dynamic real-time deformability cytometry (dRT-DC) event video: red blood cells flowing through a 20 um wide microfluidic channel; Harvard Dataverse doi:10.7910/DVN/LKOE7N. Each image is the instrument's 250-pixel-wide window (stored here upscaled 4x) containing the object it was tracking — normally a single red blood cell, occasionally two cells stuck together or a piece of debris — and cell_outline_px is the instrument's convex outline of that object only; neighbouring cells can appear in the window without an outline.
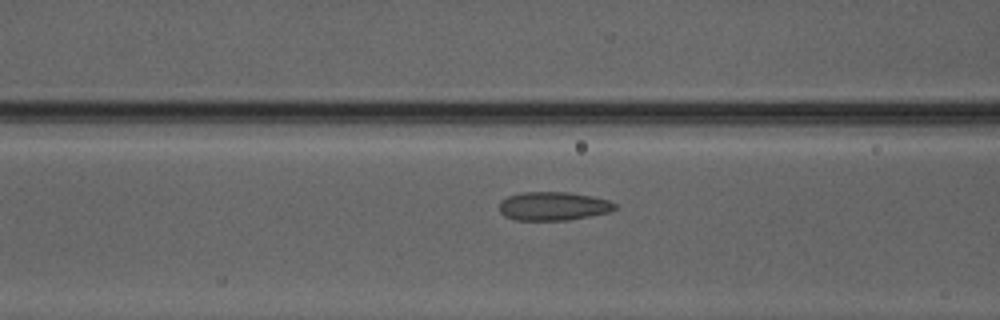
{"species": "Egyptian fruit bat (a non-hibernating species)", "species_latin": "Rousettus aegyptiacus", "temperature_condition": "warm", "stored_images_in_passage": 33, "camera_frame_rate_fps": 3000, "um_per_image_px": 0.085, "animal": {"sex": "male"}, "frame": {"image": 1, "passage_image": 8, "time_ms": 2.333, "image_size_px": [1000, 320], "cell_outline_px": [[616, 208], [608, 212], [568, 220], [516, 220], [504, 216], [500, 212], [500, 200], [508, 196], [524, 192], [568, 192], [592, 196], [608, 200], [616, 204]], "centroid_in_image_um": [47.0, 17.52], "position_along_channel_um": 119.6, "area_um2": 19.19}}
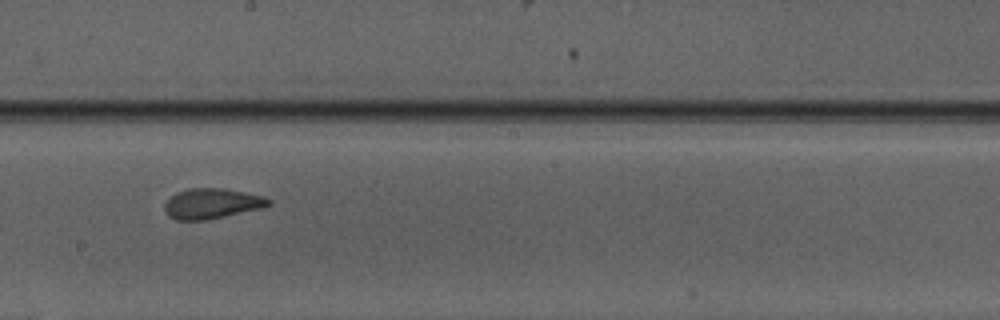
{"frame": {"image": 2, "passage_image": 16, "time_ms": 5.0, "image_size_px": [1000, 320], "cell_outline_px": [[272, 204], [260, 208], [208, 220], [176, 220], [168, 216], [164, 208], [164, 204], [176, 192], [192, 188], [224, 188], [264, 196], [272, 200]], "centroid_in_image_um": [18.01, 17.3], "position_along_channel_um": 230.2, "area_um2": 18.32}}
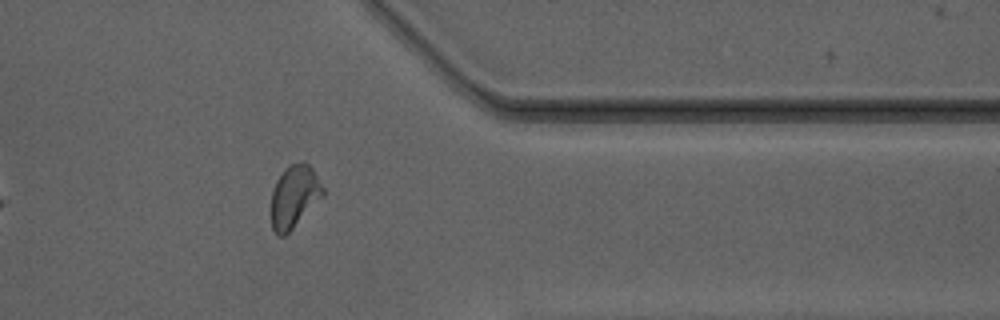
{"frame": {"image": 3, "passage_image": 28, "time_ms": 9.0, "image_size_px": [1000, 320], "cell_outline_px": [[324, 196], [284, 236], [276, 236], [272, 228], [272, 192], [276, 180], [284, 168], [288, 164], [304, 160], [312, 168], [324, 188]], "centroid_in_image_um": [25.02, 16.66], "position_along_channel_um": 386.4, "area_um2": 18.9}, "authors_computed_cell_mechanics": {"area_um2": 18.6694, "velocity_mm_per_s": 4.1483, "shape_relaxation_time_tau1_ms": 6.4905, "shape_relaxation_time_tau2_ms": 0.9291, "deformation_change_tau1": 0.1499, "deformation_change_tau2": 0.0518}}